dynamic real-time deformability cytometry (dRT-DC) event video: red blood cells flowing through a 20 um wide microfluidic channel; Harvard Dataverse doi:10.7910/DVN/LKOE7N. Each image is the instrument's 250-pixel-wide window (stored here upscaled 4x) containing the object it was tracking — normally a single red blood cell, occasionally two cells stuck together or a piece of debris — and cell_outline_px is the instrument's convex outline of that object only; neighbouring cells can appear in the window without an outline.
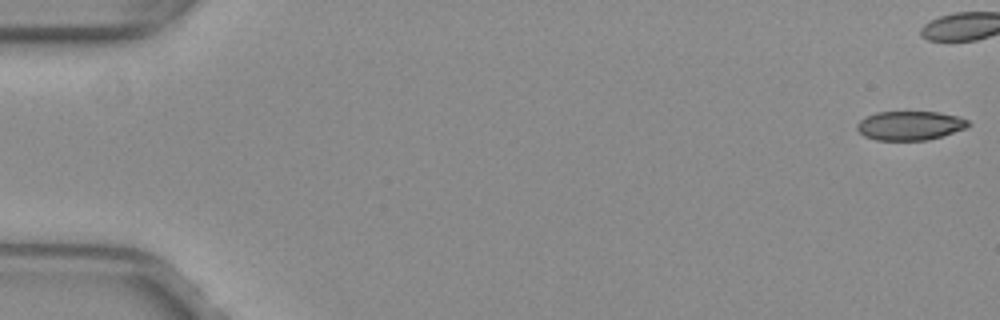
{"species": "common noctule bat (a hibernating species)", "species_latin": "Nyctalus noctula", "temperature_condition": "warm", "stored_images_in_passage": 41, "camera_frame_rate_fps": 3000, "um_per_image_px": 0.085, "animal": {"sex": "female", "body_mass_g": 29.2, "forearm_length_mm": 56.3}, "frame": {"image": 1, "passage_image": 1, "time_ms": 0.0, "image_size_px": [1000, 320], "cell_outline_px": [[972, 124], [968, 128], [928, 140], [876, 140], [864, 136], [856, 128], [856, 124], [864, 116], [876, 112], [940, 112], [956, 116], [968, 120]], "centroid_in_image_um": [77.35, 10.67], "position_along_channel_um": 7.7, "area_um2": 19.02}}